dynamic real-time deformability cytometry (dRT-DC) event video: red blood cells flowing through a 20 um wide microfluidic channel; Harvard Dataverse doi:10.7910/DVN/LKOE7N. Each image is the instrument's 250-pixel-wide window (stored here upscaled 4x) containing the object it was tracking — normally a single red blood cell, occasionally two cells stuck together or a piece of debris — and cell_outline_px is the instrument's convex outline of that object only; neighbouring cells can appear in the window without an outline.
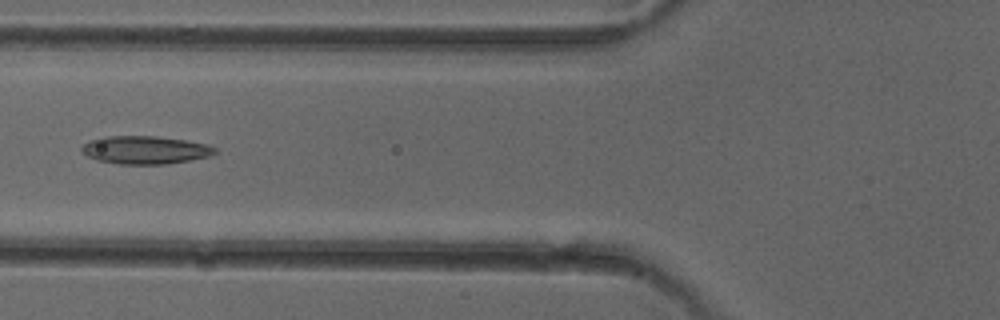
{"species": "common noctule bat (a hibernating species)", "species_latin": "Nyctalus noctula", "temperature_condition": "cold", "stored_images_in_passage": 5, "camera_frame_rate_fps": 3000, "um_per_image_px": 0.085, "animal": {"sex": "female"}, "frame": {"image": 1, "passage_image": 5, "time_ms": 4.667, "image_size_px": [1000, 320], "cell_outline_px": [[216, 152], [208, 156], [192, 160], [164, 164], [120, 164], [96, 160], [80, 152], [80, 148], [88, 140], [104, 136], [156, 136], [188, 140], [208, 144], [216, 148]], "centroid_in_image_um": [12.32, 12.74], "position_along_channel_um": 113.5, "area_um2": 21.96}}